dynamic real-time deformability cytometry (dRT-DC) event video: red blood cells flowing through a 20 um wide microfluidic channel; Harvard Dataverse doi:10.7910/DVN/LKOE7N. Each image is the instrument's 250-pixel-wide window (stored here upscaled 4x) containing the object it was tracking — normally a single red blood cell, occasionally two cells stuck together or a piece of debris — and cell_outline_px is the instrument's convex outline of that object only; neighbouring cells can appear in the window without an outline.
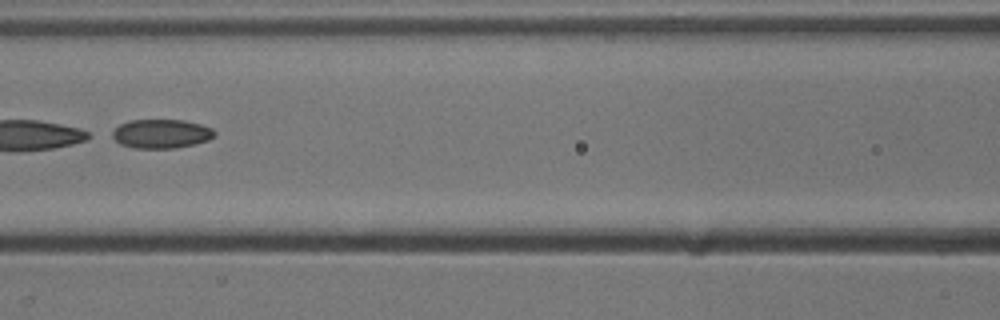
{"species": "common noctule bat (a hibernating species)", "species_latin": "Nyctalus noctula", "temperature_condition": "cold", "stored_images_in_passage": 40, "camera_frame_rate_fps": 3000, "um_per_image_px": 0.085, "animal": {"sex": "male", "body_mass_g": 13.3}, "frame": {"image": 1, "passage_image": 12, "time_ms": 3.667, "image_size_px": [1000, 320], "cell_outline_px": [[216, 136], [208, 140], [176, 148], [136, 148], [120, 144], [108, 136], [120, 124], [128, 120], [184, 120], [200, 124], [212, 128], [216, 132]], "centroid_in_image_um": [13.68, 11.36], "position_along_channel_um": 152.9, "area_um2": 17.4}, "authors_computed_cell_mechanics": {"area_um2": 21.5016, "velocity_mm_per_s": 3.9155, "shape_relaxation_time_tau1_ms": 1.0636, "shape_relaxation_time_tau2_ms": 9.7302, "deformation_change_tau1": 0.2765, "deformation_change_tau2": 0.1543}}